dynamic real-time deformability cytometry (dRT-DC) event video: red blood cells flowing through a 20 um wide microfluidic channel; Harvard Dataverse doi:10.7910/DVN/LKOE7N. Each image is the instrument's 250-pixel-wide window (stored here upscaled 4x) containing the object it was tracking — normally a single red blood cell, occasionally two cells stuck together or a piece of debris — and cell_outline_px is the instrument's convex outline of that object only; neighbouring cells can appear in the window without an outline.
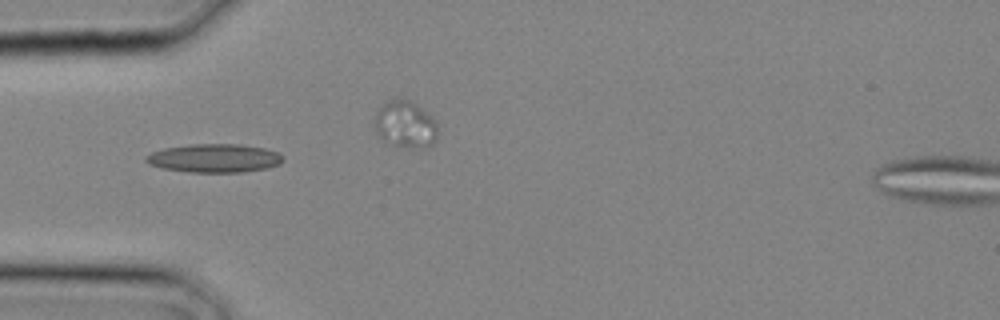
{"species": "common noctule bat (a hibernating species)", "species_latin": "Nyctalus noctula", "temperature_condition": "cold", "stored_images_in_passage": 13, "camera_frame_rate_fps": 3000, "um_per_image_px": 0.085, "animal": {"sex": "male", "body_mass_g": 20.4}, "frame": {"image": 1, "passage_image": 1, "time_ms": 0.0, "image_size_px": [1000, 320], "cell_outline_px": [[284, 160], [280, 164], [268, 168], [244, 172], [188, 172], [164, 168], [148, 164], [144, 160], [144, 156], [152, 152], [164, 148], [188, 144], [240, 144], [264, 148], [280, 152], [284, 156]], "centroid_in_image_um": [18.25, 13.44], "position_along_channel_um": 66.8, "area_um2": 23.06}}
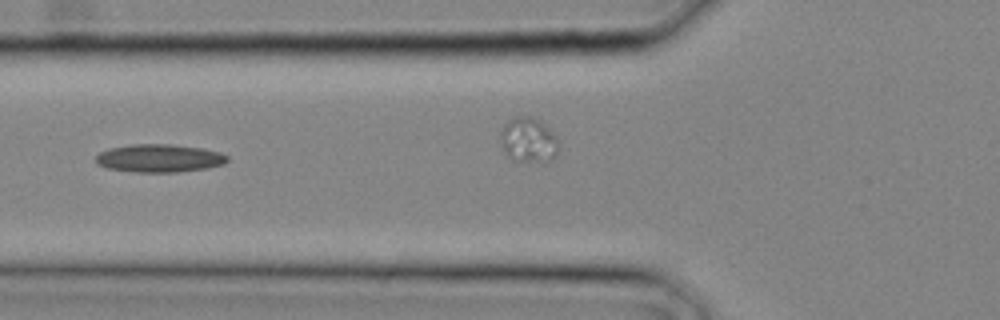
{"frame": {"image": 2, "passage_image": 3, "time_ms": 0.667, "image_size_px": [1000, 320], "cell_outline_px": [[228, 160], [224, 164], [208, 168], [176, 172], [136, 172], [108, 168], [96, 164], [96, 156], [100, 152], [108, 148], [132, 144], [172, 144], [204, 148], [220, 152], [228, 156]], "centroid_in_image_um": [13.56, 13.44], "position_along_channel_um": 112.2, "area_um2": 21.62}}
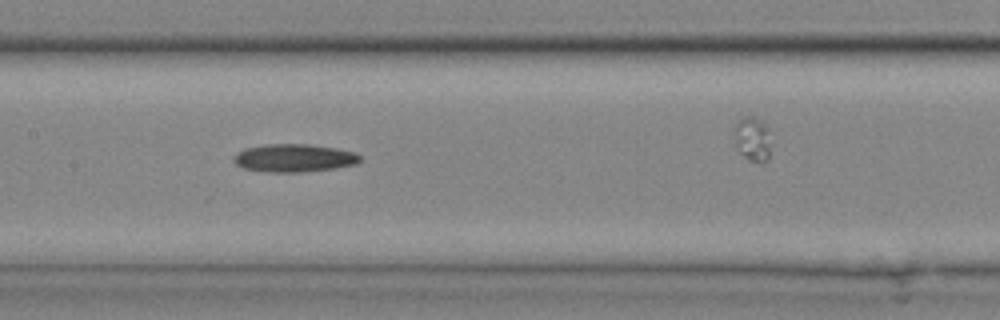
{"frame": {"image": 3, "passage_image": 6, "time_ms": 1.667, "image_size_px": [1000, 320], "cell_outline_px": [[360, 160], [356, 164], [336, 168], [304, 172], [268, 172], [244, 168], [236, 164], [232, 160], [236, 152], [244, 148], [268, 144], [308, 144], [336, 148], [356, 152], [360, 156]], "centroid_in_image_um": [24.99, 13.43], "position_along_channel_um": 182.4, "area_um2": 20.69}}